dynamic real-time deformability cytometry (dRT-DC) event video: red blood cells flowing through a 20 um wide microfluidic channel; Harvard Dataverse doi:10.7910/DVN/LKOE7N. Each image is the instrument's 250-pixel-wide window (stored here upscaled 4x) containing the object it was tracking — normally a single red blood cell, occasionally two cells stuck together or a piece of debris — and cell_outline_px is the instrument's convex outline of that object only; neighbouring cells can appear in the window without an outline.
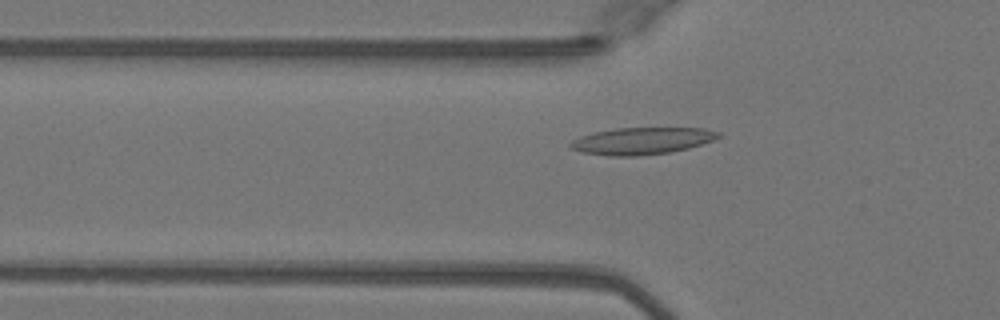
{"species": "Egyptian fruit bat (a non-hibernating species)", "species_latin": "Rousettus aegyptiacus", "temperature_condition": "warm", "stored_images_in_passage": 35, "camera_frame_rate_fps": 3000, "um_per_image_px": 0.085, "animal": {"sex": "female"}, "frame": {"image": 1, "passage_image": 2, "time_ms": 0.333, "image_size_px": [1000, 320], "cell_outline_px": [[720, 136], [712, 140], [688, 148], [668, 152], [640, 156], [612, 156], [580, 152], [572, 148], [568, 144], [572, 140], [580, 136], [592, 132], [616, 128], [704, 128], [720, 132]], "centroid_in_image_um": [54.51, 11.97], "position_along_channel_um": 71.3, "area_um2": 23.18}}
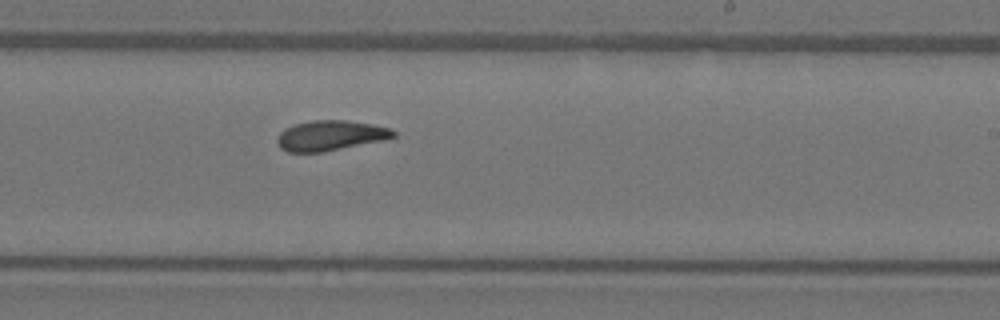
{"frame": {"image": 2, "passage_image": 16, "time_ms": 5.0, "image_size_px": [1000, 320], "cell_outline_px": [[396, 136], [384, 140], [324, 152], [288, 152], [280, 148], [276, 144], [276, 140], [280, 132], [284, 128], [296, 124], [312, 120], [344, 120], [372, 124], [392, 128], [396, 132]], "centroid_in_image_um": [28.08, 11.52], "position_along_channel_um": 260.9, "area_um2": 20.58}}
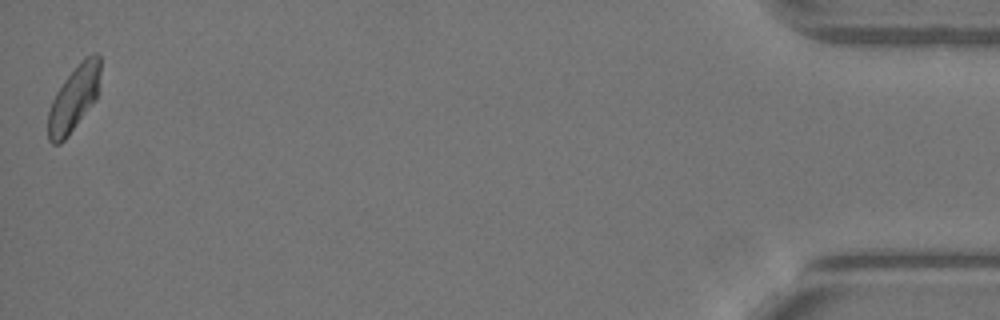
{"frame": {"image": 3, "passage_image": 35, "time_ms": 11.333, "image_size_px": [1000, 320], "cell_outline_px": [[100, 72], [96, 96], [68, 136], [60, 144], [52, 144], [48, 140], [48, 112], [52, 100], [56, 92], [64, 80], [92, 52], [96, 52], [100, 56]], "centroid_in_image_um": [6.24, 8.4], "position_along_channel_um": 429.0, "area_um2": 19.19}, "authors_computed_cell_mechanics": {"area_um2": 20.4612, "velocity_mm_per_s": 4.0535, "shape_relaxation_time_tau1_ms": 7.1113, "shape_relaxation_time_tau2_ms": 2.1119, "deformation_change_tau1": 0.2253, "deformation_change_tau2": 0.0845}}